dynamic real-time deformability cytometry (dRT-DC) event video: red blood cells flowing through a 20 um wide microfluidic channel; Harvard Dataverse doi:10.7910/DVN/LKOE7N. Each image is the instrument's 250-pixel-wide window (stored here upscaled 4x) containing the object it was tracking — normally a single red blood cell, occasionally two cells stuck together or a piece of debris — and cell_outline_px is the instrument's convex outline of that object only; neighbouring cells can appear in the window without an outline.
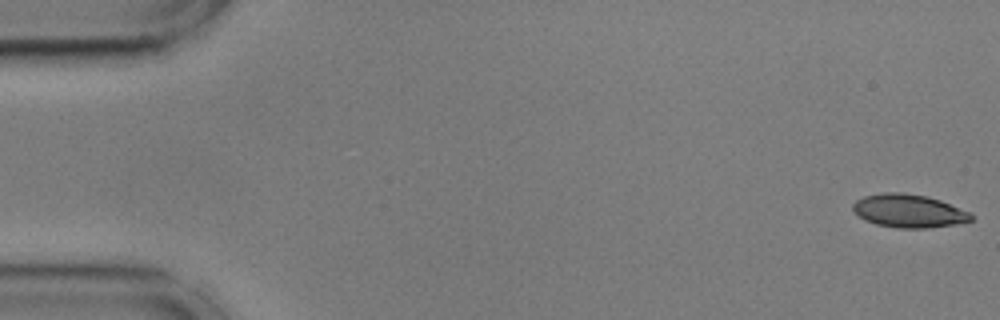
{"species": "common noctule bat (a hibernating species)", "species_latin": "Nyctalus noctula", "temperature_condition": "cold", "stored_images_in_passage": 55, "camera_frame_rate_fps": 3000, "um_per_image_px": 0.085, "animal": {"sex": "male", "body_mass_g": 17.9, "forearm_length_mm": 54.2}, "frame": {"image": 1, "passage_image": 1, "time_ms": 0.0, "image_size_px": [1000, 320], "cell_outline_px": [[972, 220], [956, 224], [928, 228], [896, 228], [876, 224], [864, 220], [852, 208], [852, 204], [856, 200], [864, 196], [884, 192], [904, 192], [924, 196], [940, 200], [972, 212]], "centroid_in_image_um": [77.25, 17.93], "position_along_channel_um": 7.7, "area_um2": 22.95}}
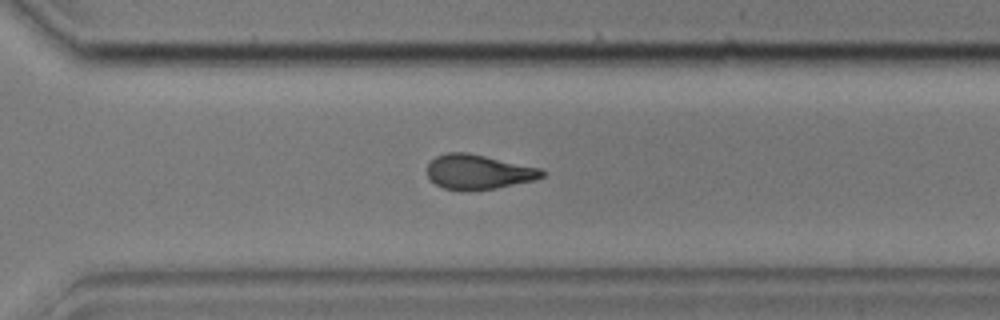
{"frame": {"image": 2, "passage_image": 39, "time_ms": 12.667, "image_size_px": [1000, 320], "cell_outline_px": [[544, 176], [536, 180], [496, 188], [464, 192], [444, 188], [436, 184], [428, 176], [428, 164], [436, 156], [448, 152], [468, 152], [540, 168], [544, 172]], "centroid_in_image_um": [40.66, 14.62], "position_along_channel_um": 329.9, "area_um2": 23.29}}
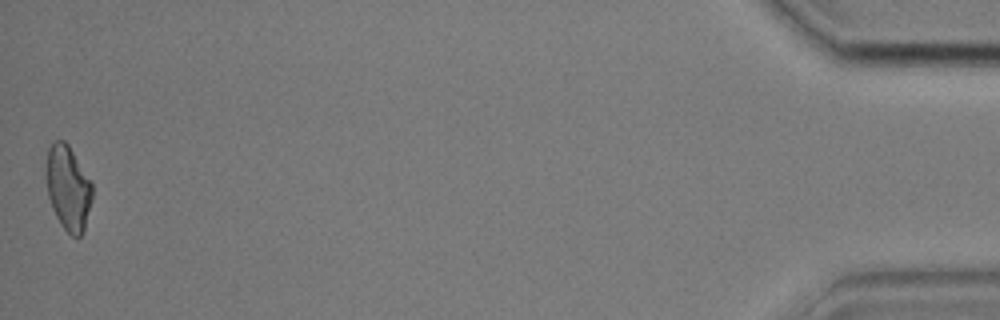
{"frame": {"image": 3, "passage_image": 55, "time_ms": 18.0, "image_size_px": [1000, 320], "cell_outline_px": [[92, 200], [84, 228], [80, 236], [72, 236], [60, 224], [52, 208], [48, 196], [44, 176], [44, 172], [48, 148], [56, 140], [64, 140], [68, 144], [92, 184]], "centroid_in_image_um": [5.75, 15.95], "position_along_channel_um": 429.5, "area_um2": 22.77}, "authors_computed_cell_mechanics": {"area_um2": 23.698, "velocity_mm_per_s": 3.6016, "shape_relaxation_time_tau1_ms": 8.3705, "shape_relaxation_time_tau2_ms": 2.6323, "deformation_change_tau1": 0.1793, "deformation_change_tau2": 0.0996}}